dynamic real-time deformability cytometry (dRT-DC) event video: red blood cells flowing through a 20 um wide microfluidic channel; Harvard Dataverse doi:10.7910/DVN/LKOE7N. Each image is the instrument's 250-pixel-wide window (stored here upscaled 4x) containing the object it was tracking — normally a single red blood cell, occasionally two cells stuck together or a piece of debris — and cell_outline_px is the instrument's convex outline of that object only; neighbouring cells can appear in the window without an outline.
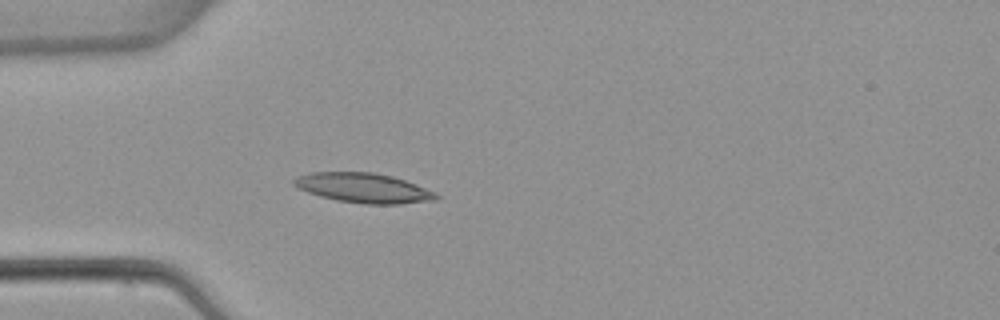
{"species": "common noctule bat (a hibernating species)", "species_latin": "Nyctalus noctula", "temperature_condition": "warm", "stored_images_in_passage": 3, "camera_frame_rate_fps": 3000, "um_per_image_px": 0.085, "animal": {"sex": "female", "body_mass_g": 22.7, "forearm_length_mm": 54.2}, "frame": {"image": 1, "passage_image": 3, "time_ms": 3.333, "image_size_px": [1000, 320], "cell_outline_px": [[440, 196], [436, 200], [400, 204], [364, 204], [336, 200], [320, 196], [308, 192], [292, 184], [292, 180], [296, 176], [312, 172], [376, 172], [392, 176], [416, 184], [436, 192]], "centroid_in_image_um": [30.91, 15.97], "position_along_channel_um": 54.1, "area_um2": 24.74}}